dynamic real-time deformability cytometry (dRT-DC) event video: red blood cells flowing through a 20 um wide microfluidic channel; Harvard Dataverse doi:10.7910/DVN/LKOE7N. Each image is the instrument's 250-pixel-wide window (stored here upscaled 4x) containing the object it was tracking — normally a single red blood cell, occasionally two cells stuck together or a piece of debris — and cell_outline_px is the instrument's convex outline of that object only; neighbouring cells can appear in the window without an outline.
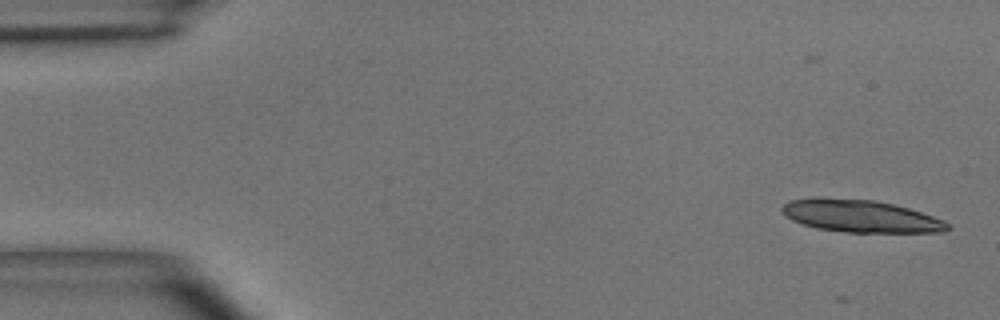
{"species": "common noctule bat (a hibernating species)", "species_latin": "Nyctalus noctula", "temperature_condition": "room temperature", "stored_images_in_passage": 23, "camera_frame_rate_fps": 3000, "um_per_image_px": 0.085, "animal": {"sex": "male", "body_mass_g": 15.6}, "frame": {"image": 1, "passage_image": 1, "time_ms": 0.0, "image_size_px": [1000, 320], "cell_outline_px": [[948, 228], [944, 232], [844, 232], [816, 228], [792, 220], [780, 208], [788, 200], [820, 196], [876, 200], [908, 208], [944, 220], [948, 224]], "centroid_in_image_um": [73.1, 18.34], "position_along_channel_um": 11.9, "area_um2": 31.27}}